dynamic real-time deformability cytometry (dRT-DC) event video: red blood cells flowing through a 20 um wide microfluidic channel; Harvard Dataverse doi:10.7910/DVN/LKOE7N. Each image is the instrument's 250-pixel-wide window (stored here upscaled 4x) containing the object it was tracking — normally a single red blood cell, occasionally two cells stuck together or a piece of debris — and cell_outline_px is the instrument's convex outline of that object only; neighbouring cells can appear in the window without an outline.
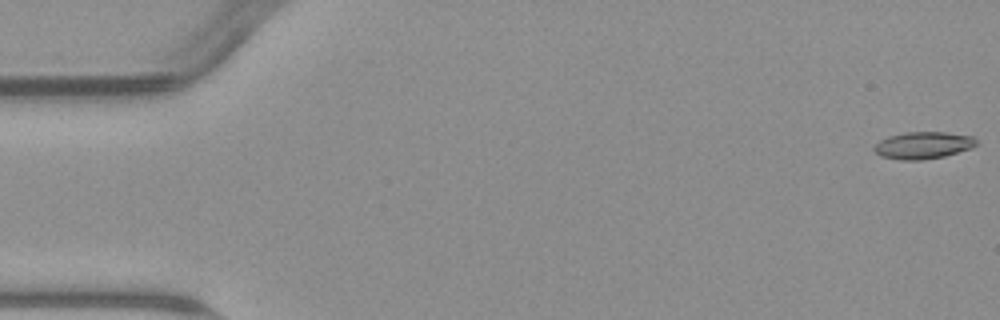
{"species": "common noctule bat (a hibernating species)", "species_latin": "Nyctalus noctula", "temperature_condition": "warm", "stored_images_in_passage": 5, "camera_frame_rate_fps": 3000, "um_per_image_px": 0.085, "animal": {"sex": "male", "body_mass_g": 23.1, "forearm_length_mm": 52.7}, "frame": {"image": 1, "passage_image": 1, "time_ms": 0.0, "image_size_px": [1000, 320], "cell_outline_px": [[980, 144], [972, 148], [944, 156], [920, 160], [900, 160], [880, 156], [872, 148], [880, 140], [888, 136], [904, 132], [948, 132], [972, 136]], "centroid_in_image_um": [78.48, 12.34], "position_along_channel_um": 6.5, "area_um2": 16.24}}
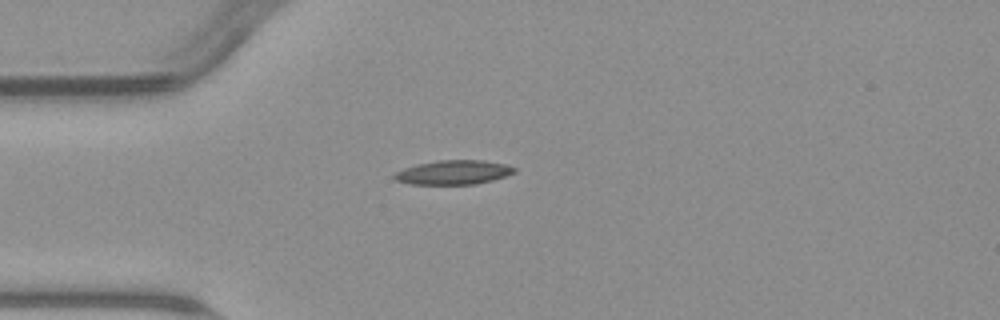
{"frame": {"image": 2, "passage_image": 5, "time_ms": 4.667, "image_size_px": [1000, 320], "cell_outline_px": [[516, 172], [492, 180], [476, 184], [408, 184], [396, 180], [392, 176], [396, 172], [404, 168], [416, 164], [440, 160], [484, 160], [504, 164], [516, 168]], "centroid_in_image_um": [38.53, 14.65], "position_along_channel_um": 46.5, "area_um2": 16.88}}